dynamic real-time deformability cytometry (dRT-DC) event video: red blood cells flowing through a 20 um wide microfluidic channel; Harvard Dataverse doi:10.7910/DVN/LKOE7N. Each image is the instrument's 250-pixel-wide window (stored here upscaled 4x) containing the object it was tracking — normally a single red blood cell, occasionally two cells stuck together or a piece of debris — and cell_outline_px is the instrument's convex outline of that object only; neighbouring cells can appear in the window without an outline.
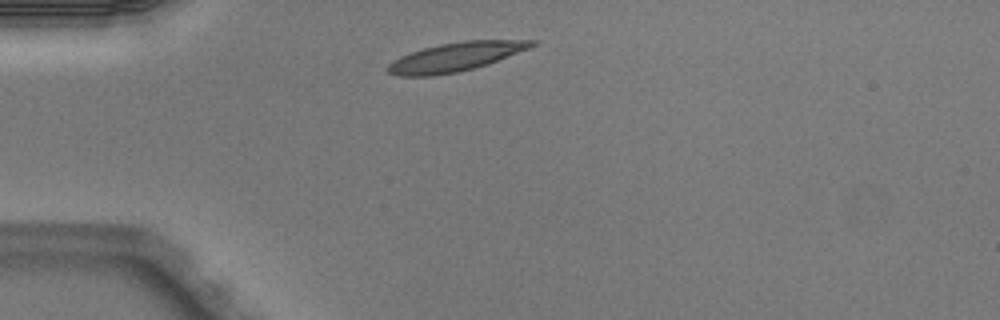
{"species": "Egyptian fruit bat (a non-hibernating species)", "species_latin": "Rousettus aegyptiacus", "temperature_condition": "warm", "stored_images_in_passage": 2, "camera_frame_rate_fps": 3000, "um_per_image_px": 0.085, "animal": {"sex": "male"}, "frame": {"image": 1, "passage_image": 1, "time_ms": 0.0, "image_size_px": [1000, 320], "cell_outline_px": [[536, 44], [528, 48], [488, 64], [456, 72], [432, 76], [400, 76], [388, 72], [384, 68], [392, 60], [400, 56], [424, 48], [440, 44], [464, 40], [536, 40]], "centroid_in_image_um": [38.67, 4.84], "position_along_channel_um": 46.3, "area_um2": 23.93}}